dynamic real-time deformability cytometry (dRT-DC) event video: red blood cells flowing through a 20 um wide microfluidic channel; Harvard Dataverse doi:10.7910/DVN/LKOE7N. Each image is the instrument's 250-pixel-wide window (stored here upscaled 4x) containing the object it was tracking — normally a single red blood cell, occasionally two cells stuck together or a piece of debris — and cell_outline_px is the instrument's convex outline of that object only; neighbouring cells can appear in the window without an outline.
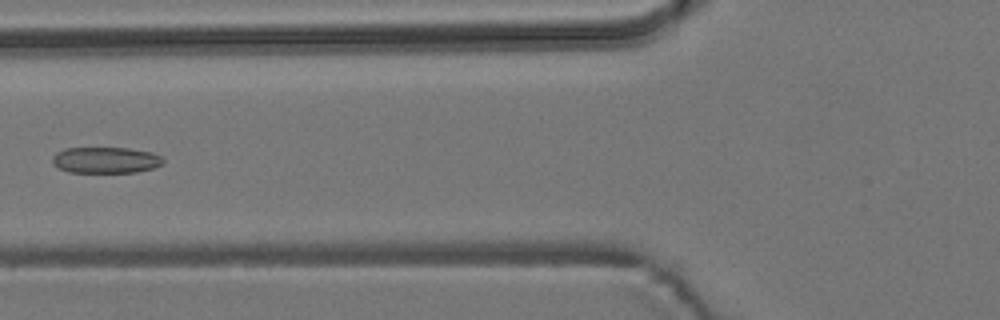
{"species": "common noctule bat (a hibernating species)", "species_latin": "Nyctalus noctula", "temperature_condition": "room temperature", "stored_images_in_passage": 3, "camera_frame_rate_fps": 3000, "um_per_image_px": 0.085, "animal": {"sex": "male", "body_mass_g": 19.2, "forearm_length_mm": 51.8}, "frame": {"image": 1, "passage_image": 3, "time_ms": 2.333, "image_size_px": [1000, 320], "cell_outline_px": [[164, 164], [152, 168], [136, 172], [68, 172], [52, 164], [52, 156], [56, 152], [64, 148], [128, 148], [152, 152], [160, 156], [164, 160]], "centroid_in_image_um": [8.97, 13.6], "position_along_channel_um": 116.8, "area_um2": 16.94}}